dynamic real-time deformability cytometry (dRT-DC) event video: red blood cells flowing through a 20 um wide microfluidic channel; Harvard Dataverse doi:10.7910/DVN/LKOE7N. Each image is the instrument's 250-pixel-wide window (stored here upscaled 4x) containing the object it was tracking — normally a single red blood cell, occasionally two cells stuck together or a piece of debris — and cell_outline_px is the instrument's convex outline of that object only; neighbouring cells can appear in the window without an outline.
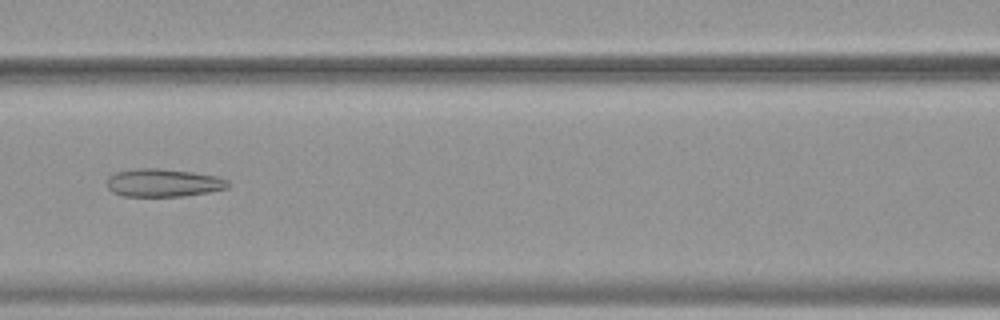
{"species": "common noctule bat (a hibernating species)", "species_latin": "Nyctalus noctula", "temperature_condition": "warm", "stored_images_in_passage": 54, "camera_frame_rate_fps": 3000, "um_per_image_px": 0.085, "animal": {"sex": "female", "body_mass_g": 19.9}, "frame": {"image": 1, "passage_image": 25, "time_ms": 8.0, "image_size_px": [1000, 320], "cell_outline_px": [[228, 188], [208, 192], [184, 196], [124, 196], [112, 192], [108, 188], [108, 176], [116, 172], [136, 168], [160, 168], [192, 172], [216, 176], [228, 180]], "centroid_in_image_um": [13.87, 15.53], "position_along_channel_um": 152.7, "area_um2": 19.71}}
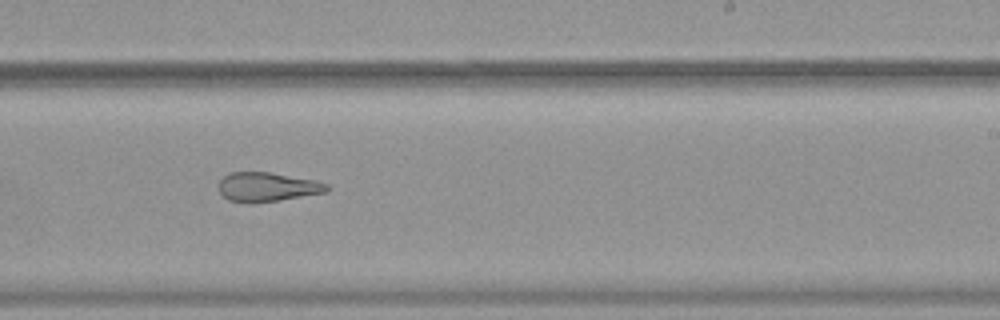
{"frame": {"image": 2, "passage_image": 34, "time_ms": 11.0, "image_size_px": [1000, 320], "cell_outline_px": [[332, 188], [328, 192], [280, 200], [252, 204], [248, 204], [228, 200], [220, 192], [220, 180], [228, 172], [268, 172], [316, 180], [328, 184]], "centroid_in_image_um": [22.75, 15.9], "position_along_channel_um": 266.2, "area_um2": 18.67}}
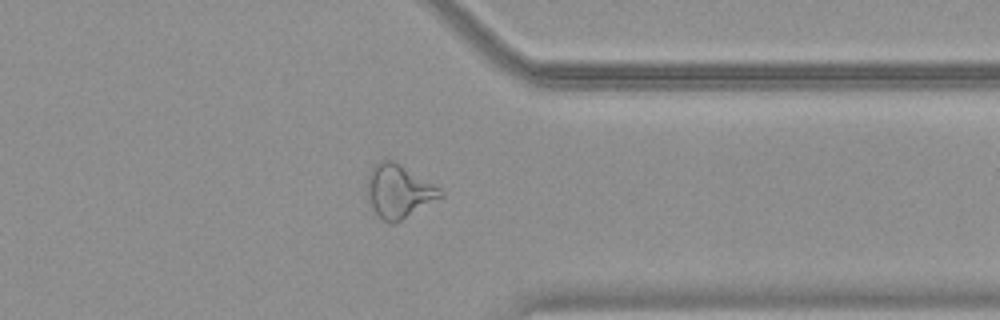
{"frame": {"image": 3, "passage_image": 43, "time_ms": 14.0, "image_size_px": [1000, 320], "cell_outline_px": [[444, 196], [400, 220], [392, 224], [388, 224], [376, 216], [368, 204], [368, 172], [384, 156], [400, 164], [440, 188], [444, 192]], "centroid_in_image_um": [33.86, 16.26], "position_along_channel_um": 377.5, "area_um2": 22.83}, "authors_computed_cell_mechanics": {"area_um2": 24.1315, "velocity_mm_per_s": 3.816, "shape_relaxation_time_tau1_ms": null, "shape_relaxation_time_tau2_ms": 2.9804, "deformation_change_tau1": null, "deformation_change_tau2": 0.1403}}